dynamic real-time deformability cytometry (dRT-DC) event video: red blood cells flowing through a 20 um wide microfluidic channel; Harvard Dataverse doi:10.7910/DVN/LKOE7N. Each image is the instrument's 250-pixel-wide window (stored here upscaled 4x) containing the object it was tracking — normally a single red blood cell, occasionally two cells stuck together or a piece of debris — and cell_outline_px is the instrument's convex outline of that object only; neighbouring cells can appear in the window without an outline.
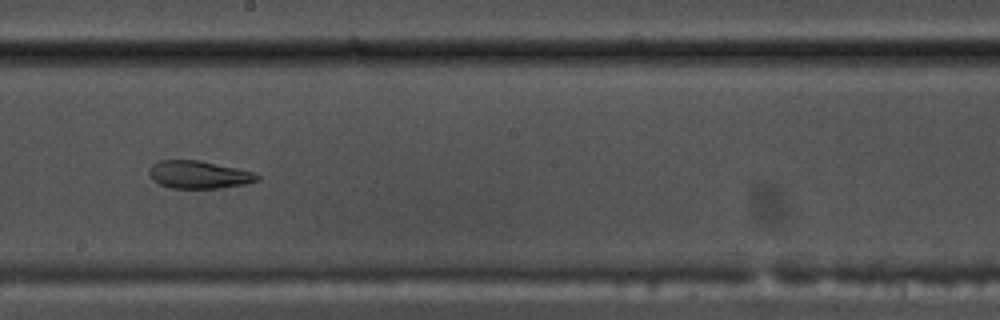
{"species": "common noctule bat (a hibernating species)", "species_latin": "Nyctalus noctula", "temperature_condition": "warm", "stored_images_in_passage": 42, "segment_of_instrument_passage": [1, 2], "camera_frame_rate_fps": 3000, "um_per_image_px": 0.085, "animal": {"sex": "male", "body_mass_g": 17.5, "forearm_length_mm": 52.3}, "frame": {"image": 1, "passage_image": 17, "time_ms": 5.333, "image_size_px": [1000, 320], "cell_outline_px": [[260, 180], [244, 184], [220, 188], [172, 188], [160, 184], [152, 180], [148, 172], [148, 168], [152, 164], [160, 160], [200, 160], [236, 168], [252, 172], [260, 176]], "centroid_in_image_um": [16.87, 14.84], "position_along_channel_um": 231.3, "area_um2": 17.46}}
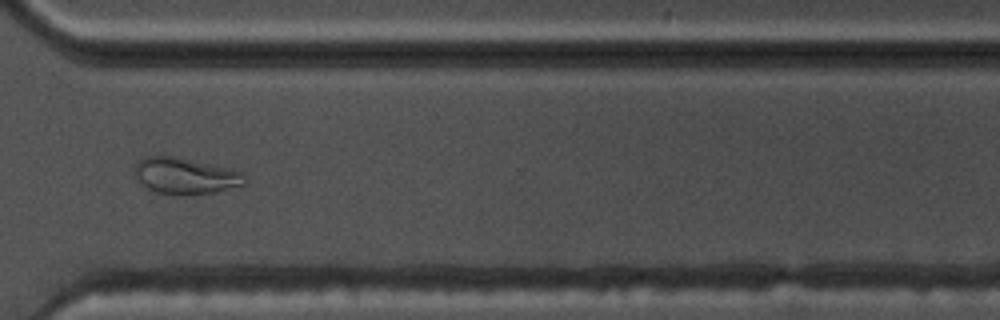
{"frame": {"image": 2, "passage_image": 27, "time_ms": 8.667, "image_size_px": [1000, 320], "cell_outline_px": [[244, 184], [216, 192], [180, 196], [176, 196], [156, 192], [148, 188], [136, 176], [132, 168], [144, 156], [172, 156], [228, 168], [240, 172], [244, 176]], "centroid_in_image_um": [15.7, 14.97], "position_along_channel_um": 354.9, "area_um2": 23.0}}
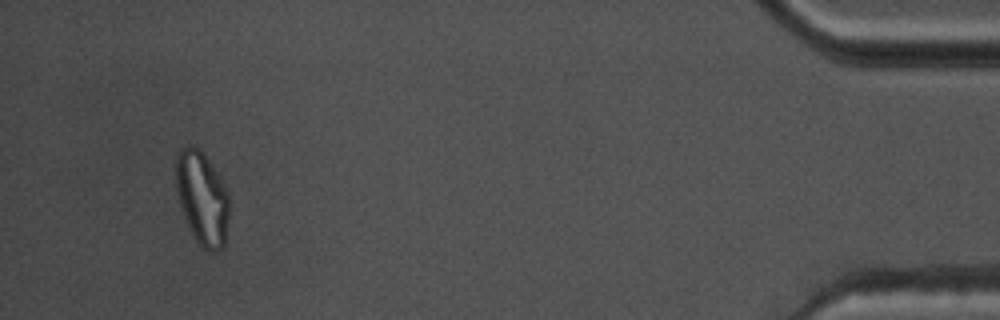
{"frame": {"image": 3, "passage_image": 38, "time_ms": 12.333, "image_size_px": [1000, 320], "cell_outline_px": [[228, 220], [224, 244], [216, 252], [208, 252], [196, 240], [184, 216], [180, 204], [176, 188], [176, 152], [180, 148], [188, 144], [192, 144], [200, 148], [224, 184], [228, 192]], "centroid_in_image_um": [17.17, 16.79], "position_along_channel_um": 418.0, "area_um2": 28.84}}